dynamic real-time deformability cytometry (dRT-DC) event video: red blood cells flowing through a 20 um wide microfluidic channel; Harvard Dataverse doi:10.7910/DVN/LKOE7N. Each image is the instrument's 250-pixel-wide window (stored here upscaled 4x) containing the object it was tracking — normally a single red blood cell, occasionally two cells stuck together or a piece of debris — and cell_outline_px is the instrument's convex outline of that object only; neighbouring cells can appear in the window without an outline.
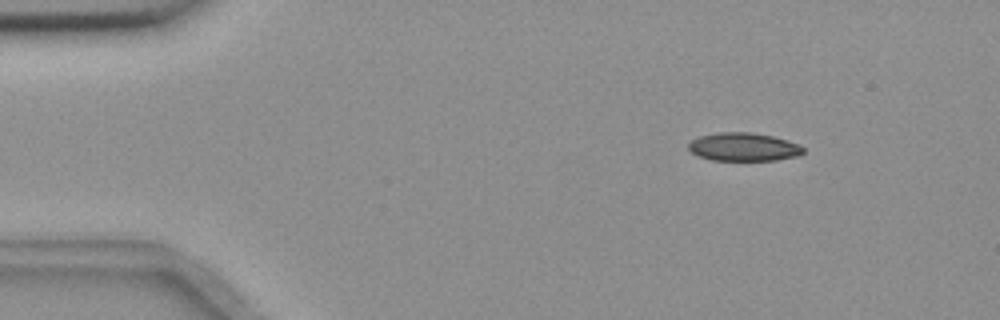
{"species": "common noctule bat (a hibernating species)", "species_latin": "Nyctalus noctula", "temperature_condition": "room temperature", "stored_images_in_passage": 4, "camera_frame_rate_fps": 3000, "um_per_image_px": 0.085, "animal": {"sex": "female", "body_mass_g": 18.4}, "frame": {"image": 1, "passage_image": 2, "time_ms": 0.333, "image_size_px": [1000, 320], "cell_outline_px": [[804, 152], [800, 156], [776, 160], [712, 160], [700, 156], [692, 152], [688, 148], [688, 144], [692, 140], [700, 136], [720, 132], [752, 132], [772, 136], [796, 144], [804, 148]], "centroid_in_image_um": [63.21, 12.49], "position_along_channel_um": 21.8, "area_um2": 18.73}}